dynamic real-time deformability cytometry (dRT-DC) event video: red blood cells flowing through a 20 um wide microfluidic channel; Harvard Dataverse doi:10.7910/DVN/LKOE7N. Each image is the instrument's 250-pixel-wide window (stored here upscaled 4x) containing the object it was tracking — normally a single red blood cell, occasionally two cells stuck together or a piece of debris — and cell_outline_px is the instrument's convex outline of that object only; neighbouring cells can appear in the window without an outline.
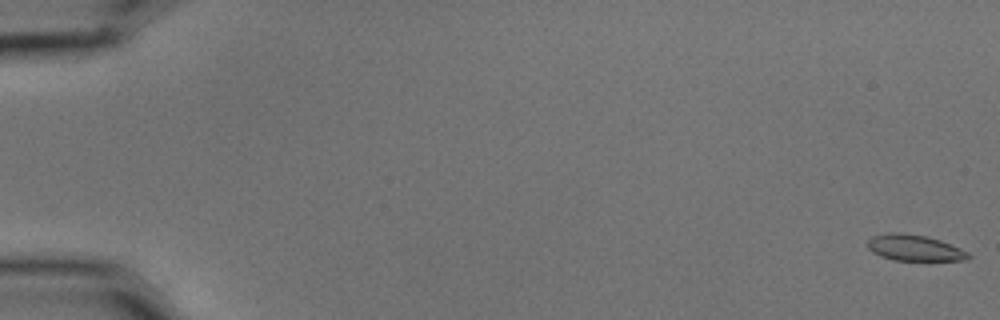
{"species": "common noctule bat (a hibernating species)", "species_latin": "Nyctalus noctula", "temperature_condition": "cold", "stored_images_in_passage": 58, "camera_frame_rate_fps": 3000, "um_per_image_px": 0.085, "animal": {"sex": "male", "body_mass_g": 15.6}, "frame": {"image": 1, "passage_image": 1, "time_ms": 0.0, "image_size_px": [1000, 320], "cell_outline_px": [[972, 256], [968, 260], [892, 260], [880, 256], [872, 252], [868, 248], [868, 240], [872, 236], [888, 232], [904, 232], [928, 236], [940, 240], [960, 248], [968, 252]], "centroid_in_image_um": [77.72, 21.05], "position_along_channel_um": 7.3, "area_um2": 15.49}}
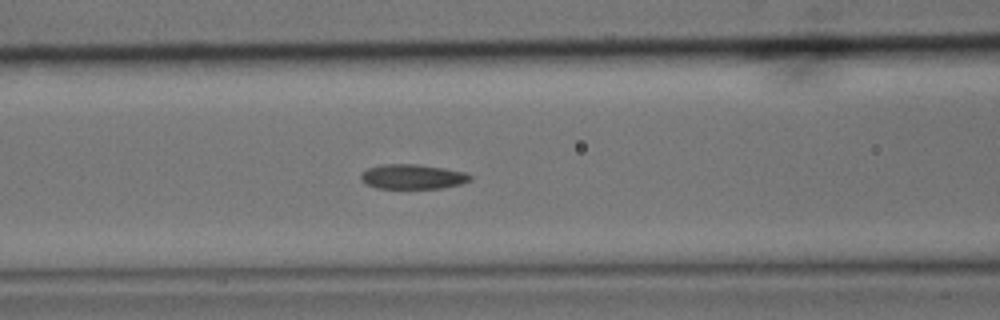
{"frame": {"image": 2, "passage_image": 25, "time_ms": 8.0, "image_size_px": [1000, 320], "cell_outline_px": [[472, 180], [460, 184], [440, 188], [376, 188], [364, 184], [360, 180], [360, 172], [368, 168], [380, 164], [416, 164], [444, 168], [464, 172], [472, 176]], "centroid_in_image_um": [35.01, 15.01], "position_along_channel_um": 131.6, "area_um2": 15.9}}
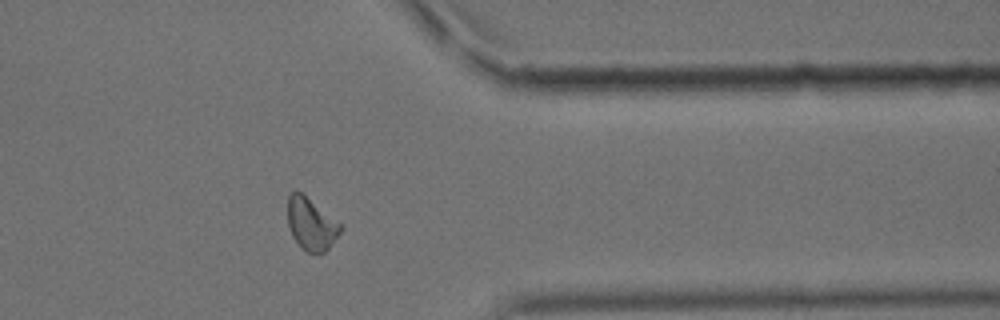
{"frame": {"image": 3, "passage_image": 47, "time_ms": 15.333, "image_size_px": [1000, 320], "cell_outline_px": [[344, 228], [328, 248], [324, 252], [308, 252], [292, 236], [288, 224], [288, 196], [292, 192], [300, 192], [344, 224]], "centroid_in_image_um": [26.49, 19.02], "position_along_channel_um": 384.9, "area_um2": 15.9}, "authors_computed_cell_mechanics": {"area_um2": 16.0395, "velocity_mm_per_s": 3.5796, "shape_relaxation_time_tau1_ms": null, "shape_relaxation_time_tau2_ms": 4.7877, "deformation_change_tau1": null, "deformation_change_tau2": 0.096}}